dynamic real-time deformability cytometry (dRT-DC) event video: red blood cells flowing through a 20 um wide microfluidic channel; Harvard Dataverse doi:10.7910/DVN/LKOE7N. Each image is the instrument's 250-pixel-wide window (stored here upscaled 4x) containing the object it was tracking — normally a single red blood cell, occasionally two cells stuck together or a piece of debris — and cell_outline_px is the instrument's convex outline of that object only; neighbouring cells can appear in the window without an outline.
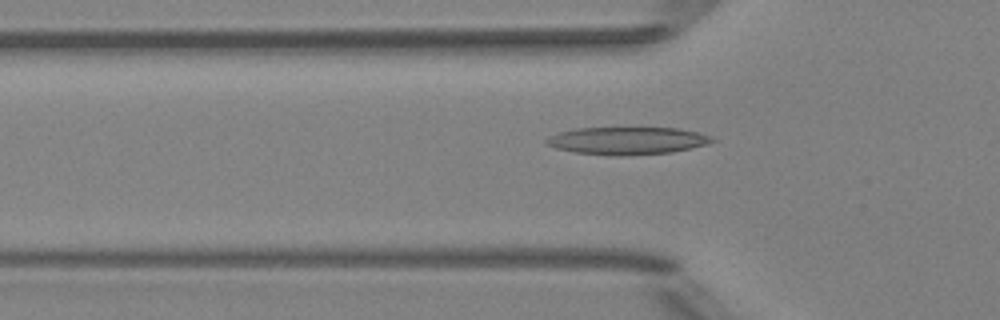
{"species": "Egyptian fruit bat (a non-hibernating species)", "species_latin": "Rousettus aegyptiacus", "temperature_condition": "room temperature", "stored_images_in_passage": 50, "camera_frame_rate_fps": 3000, "um_per_image_px": 0.085, "animal": {"sex": "female"}, "frame": {"image": 1, "passage_image": 16, "time_ms": 5.0, "image_size_px": [1000, 320], "cell_outline_px": [[716, 140], [708, 144], [692, 148], [672, 152], [624, 156], [612, 156], [572, 152], [556, 148], [548, 144], [544, 140], [560, 132], [576, 128], [680, 128], [712, 136]], "centroid_in_image_um": [53.35, 11.97], "position_along_channel_um": 72.4, "area_um2": 26.65}}
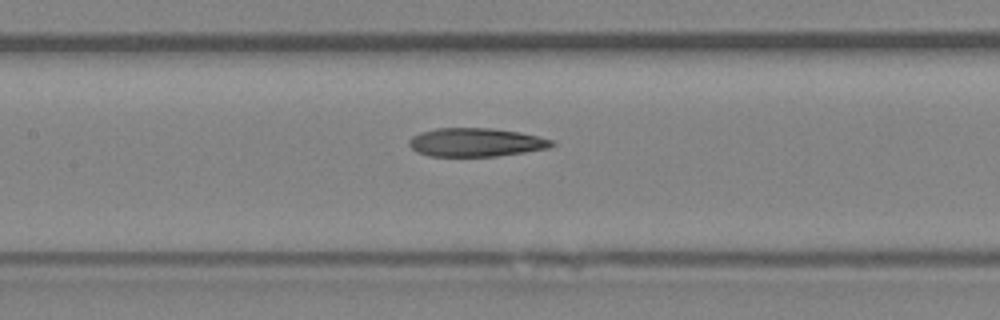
{"frame": {"image": 2, "passage_image": 23, "time_ms": 7.333, "image_size_px": [1000, 320], "cell_outline_px": [[556, 144], [548, 148], [524, 152], [496, 156], [428, 156], [416, 152], [408, 144], [408, 140], [412, 136], [420, 132], [436, 128], [492, 128], [520, 132], [552, 140]], "centroid_in_image_um": [40.41, 12.09], "position_along_channel_um": 167.0, "area_um2": 23.76}}
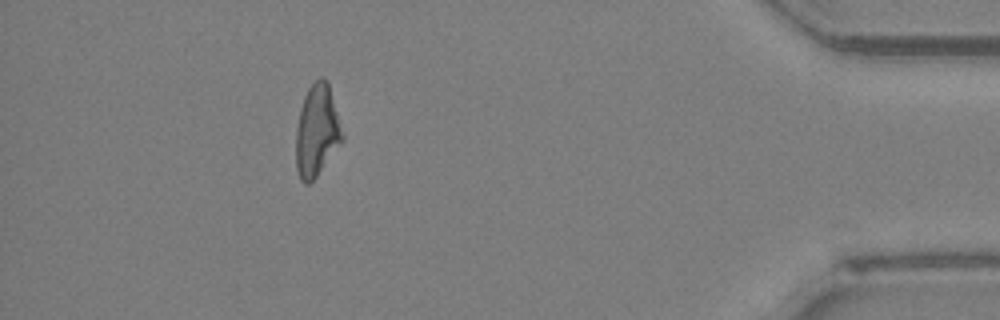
{"frame": {"image": 3, "passage_image": 45, "time_ms": 14.667, "image_size_px": [1000, 320], "cell_outline_px": [[344, 140], [316, 176], [308, 184], [304, 184], [300, 180], [296, 168], [296, 128], [300, 108], [304, 96], [308, 88], [320, 76], [324, 76], [328, 80], [344, 136]], "centroid_in_image_um": [26.94, 11.09], "position_along_channel_um": 408.3, "area_um2": 24.91}, "authors_computed_cell_mechanics": {"area_um2": 24.7673, "velocity_mm_per_s": 4.0486, "shape_relaxation_time_tau1_ms": null, "shape_relaxation_time_tau2_ms": 4.0658, "deformation_change_tau1": null, "deformation_change_tau2": 0.1415}}